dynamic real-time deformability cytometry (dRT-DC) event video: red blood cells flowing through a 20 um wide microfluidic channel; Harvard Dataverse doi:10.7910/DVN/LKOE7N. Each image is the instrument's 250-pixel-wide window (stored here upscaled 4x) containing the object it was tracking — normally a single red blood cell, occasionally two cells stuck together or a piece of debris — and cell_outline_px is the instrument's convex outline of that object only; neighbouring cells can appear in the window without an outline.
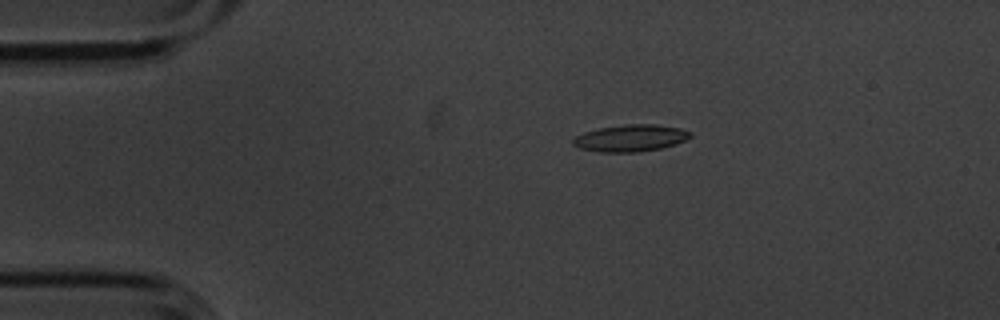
{"species": "common noctule bat (a hibernating species)", "species_latin": "Nyctalus noctula", "temperature_condition": "cold", "stored_images_in_passage": 8, "camera_frame_rate_fps": 3000, "um_per_image_px": 0.085, "animal": {"sex": "male", "body_mass_g": 20.1, "forearm_length_mm": 53.5}, "frame": {"image": 1, "passage_image": 3, "time_ms": 0.667, "image_size_px": [1000, 320], "cell_outline_px": [[692, 136], [684, 140], [660, 148], [636, 152], [600, 152], [580, 148], [572, 144], [572, 140], [576, 136], [584, 132], [600, 128], [624, 124], [656, 124], [680, 128], [692, 132]], "centroid_in_image_um": [53.58, 11.73], "position_along_channel_um": 31.4, "area_um2": 18.21}}
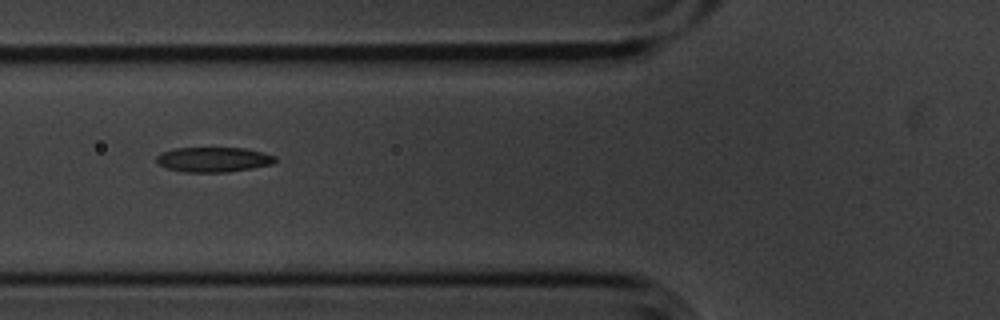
{"frame": {"image": 2, "passage_image": 6, "time_ms": 1.667, "image_size_px": [1000, 320], "cell_outline_px": [[276, 160], [272, 164], [252, 168], [228, 172], [184, 172], [168, 168], [156, 164], [156, 156], [160, 152], [176, 148], [244, 148], [276, 156]], "centroid_in_image_um": [18.1, 13.56], "position_along_channel_um": 107.7, "area_um2": 17.22}}
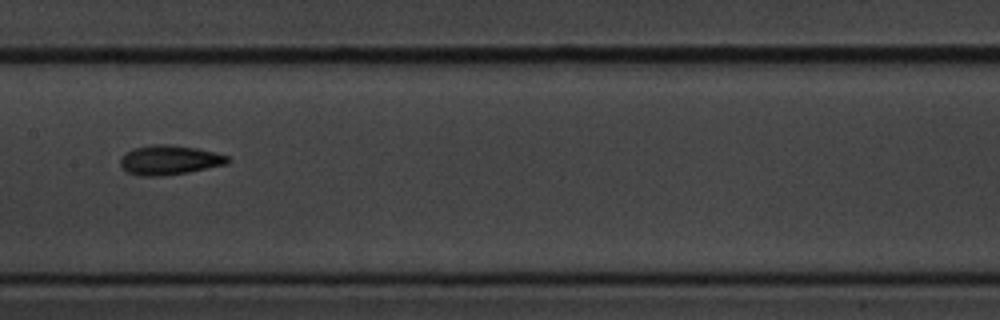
{"frame": {"image": 3, "passage_image": 8, "time_ms": 2.333, "image_size_px": [1000, 320], "cell_outline_px": [[232, 160], [228, 164], [188, 172], [164, 176], [140, 176], [128, 172], [120, 164], [120, 156], [124, 152], [132, 148], [152, 144], [168, 144], [196, 148], [216, 152], [228, 156]], "centroid_in_image_um": [14.4, 13.59], "position_along_channel_um": 193.0, "area_um2": 18.73}}